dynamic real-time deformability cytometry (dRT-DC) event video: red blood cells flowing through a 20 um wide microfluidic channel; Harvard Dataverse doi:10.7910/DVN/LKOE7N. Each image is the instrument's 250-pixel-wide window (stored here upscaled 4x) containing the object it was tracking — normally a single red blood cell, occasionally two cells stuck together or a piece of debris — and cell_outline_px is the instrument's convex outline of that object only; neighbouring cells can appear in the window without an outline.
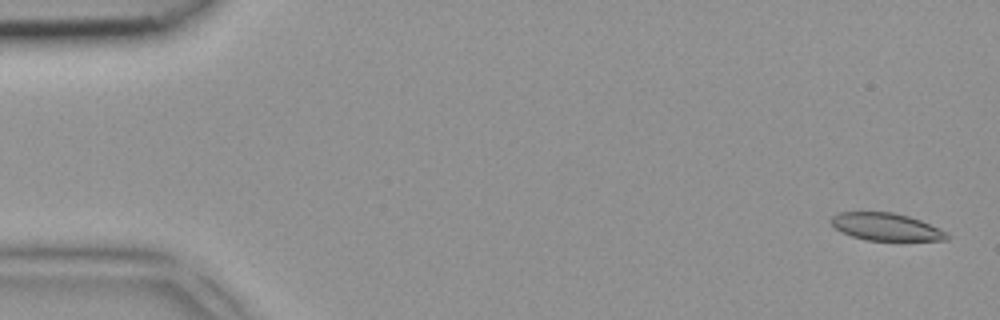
{"species": "common noctule bat (a hibernating species)", "species_latin": "Nyctalus noctula", "temperature_condition": "room temperature", "stored_images_in_passage": 4, "camera_frame_rate_fps": 3000, "um_per_image_px": 0.085, "animal": {"sex": "female", "body_mass_g": 18.4}, "frame": {"image": 1, "passage_image": 1, "time_ms": 0.0, "image_size_px": [1000, 320], "cell_outline_px": [[952, 236], [948, 240], [868, 240], [852, 236], [840, 232], [832, 224], [832, 216], [840, 212], [892, 212], [908, 216], [920, 220], [940, 228]], "centroid_in_image_um": [75.35, 19.28], "position_along_channel_um": 9.6, "area_um2": 18.44}}